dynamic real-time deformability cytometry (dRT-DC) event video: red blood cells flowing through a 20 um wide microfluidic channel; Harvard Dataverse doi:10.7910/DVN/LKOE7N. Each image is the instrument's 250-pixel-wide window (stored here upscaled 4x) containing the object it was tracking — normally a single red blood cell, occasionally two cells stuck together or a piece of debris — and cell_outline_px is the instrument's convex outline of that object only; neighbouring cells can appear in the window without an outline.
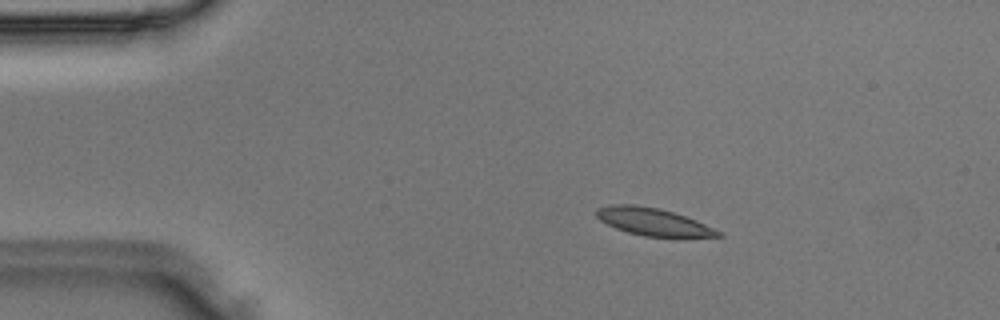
{"species": "Egyptian fruit bat (a non-hibernating species)", "species_latin": "Rousettus aegyptiacus", "temperature_condition": "room temperature", "stored_images_in_passage": 48, "camera_frame_rate_fps": 3000, "um_per_image_px": 0.085, "animal": {"sex": "male"}, "frame": {"image": 1, "passage_image": 8, "time_ms": 2.333, "image_size_px": [1000, 320], "cell_outline_px": [[724, 236], [684, 240], [644, 236], [628, 232], [616, 228], [600, 220], [596, 216], [596, 208], [612, 204], [636, 204], [660, 208], [696, 220], [720, 232]], "centroid_in_image_um": [55.59, 18.9], "position_along_channel_um": 29.4, "area_um2": 20.23}}
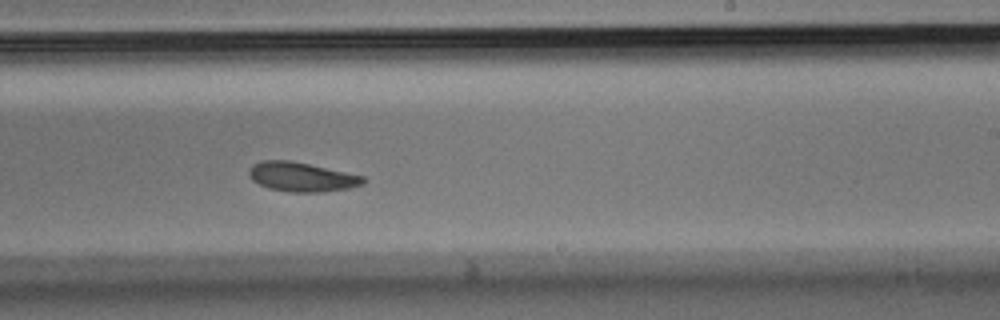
{"frame": {"image": 2, "passage_image": 29, "time_ms": 9.333, "image_size_px": [1000, 320], "cell_outline_px": [[368, 180], [364, 184], [348, 188], [320, 192], [292, 192], [268, 188], [252, 180], [248, 176], [248, 172], [252, 164], [260, 160], [288, 160], [308, 164], [364, 176]], "centroid_in_image_um": [25.62, 15.03], "position_along_channel_um": 263.4, "area_um2": 19.48}}
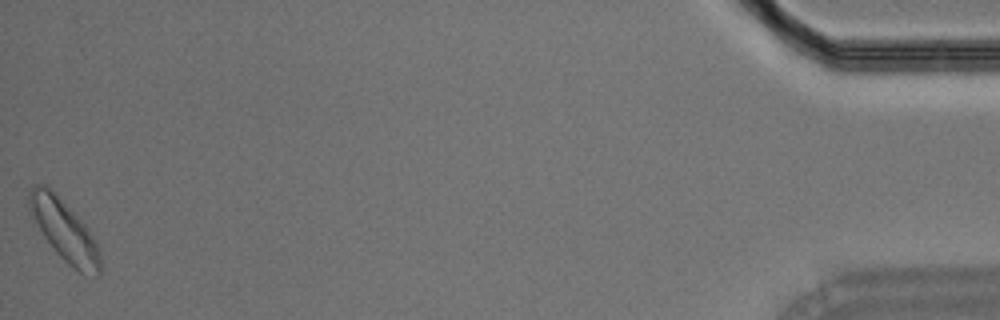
{"frame": {"image": 3, "passage_image": 48, "time_ms": 15.667, "image_size_px": [1000, 320], "cell_outline_px": [[100, 272], [96, 276], [84, 276], [72, 268], [56, 252], [32, 224], [28, 208], [28, 192], [32, 184], [44, 184], [84, 224], [96, 244], [100, 252]], "centroid_in_image_um": [5.39, 19.63], "position_along_channel_um": 429.8, "area_um2": 25.2}}